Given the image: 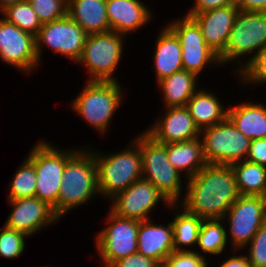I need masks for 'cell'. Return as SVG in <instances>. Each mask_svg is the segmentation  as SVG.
I'll return each mask as SVG.
<instances>
[{"instance_id":"1","label":"cell","mask_w":266,"mask_h":267,"mask_svg":"<svg viewBox=\"0 0 266 267\" xmlns=\"http://www.w3.org/2000/svg\"><path fill=\"white\" fill-rule=\"evenodd\" d=\"M185 182L179 206L202 219L223 218L240 196L231 165L207 164Z\"/></svg>"},{"instance_id":"2","label":"cell","mask_w":266,"mask_h":267,"mask_svg":"<svg viewBox=\"0 0 266 267\" xmlns=\"http://www.w3.org/2000/svg\"><path fill=\"white\" fill-rule=\"evenodd\" d=\"M62 177L58 193L59 218L99 196L97 165L89 147H83L65 164Z\"/></svg>"},{"instance_id":"3","label":"cell","mask_w":266,"mask_h":267,"mask_svg":"<svg viewBox=\"0 0 266 267\" xmlns=\"http://www.w3.org/2000/svg\"><path fill=\"white\" fill-rule=\"evenodd\" d=\"M91 150L97 165L98 191L101 197L113 198L135 181L142 179L140 146L134 141L127 149L111 154Z\"/></svg>"},{"instance_id":"4","label":"cell","mask_w":266,"mask_h":267,"mask_svg":"<svg viewBox=\"0 0 266 267\" xmlns=\"http://www.w3.org/2000/svg\"><path fill=\"white\" fill-rule=\"evenodd\" d=\"M136 137L133 140L140 146L142 178L150 181L171 204H179L184 193L183 176L169 162L167 144L156 141L144 130Z\"/></svg>"},{"instance_id":"5","label":"cell","mask_w":266,"mask_h":267,"mask_svg":"<svg viewBox=\"0 0 266 267\" xmlns=\"http://www.w3.org/2000/svg\"><path fill=\"white\" fill-rule=\"evenodd\" d=\"M121 87L118 81H87L70 104L83 120L104 135L123 101Z\"/></svg>"},{"instance_id":"6","label":"cell","mask_w":266,"mask_h":267,"mask_svg":"<svg viewBox=\"0 0 266 267\" xmlns=\"http://www.w3.org/2000/svg\"><path fill=\"white\" fill-rule=\"evenodd\" d=\"M46 140L30 150L28 157L34 162L37 176L35 197L47 202L58 216V193L65 164L79 151L61 150Z\"/></svg>"},{"instance_id":"7","label":"cell","mask_w":266,"mask_h":267,"mask_svg":"<svg viewBox=\"0 0 266 267\" xmlns=\"http://www.w3.org/2000/svg\"><path fill=\"white\" fill-rule=\"evenodd\" d=\"M125 37L115 31L87 36L77 63L84 65L88 81L117 82L113 74L123 56Z\"/></svg>"},{"instance_id":"8","label":"cell","mask_w":266,"mask_h":267,"mask_svg":"<svg viewBox=\"0 0 266 267\" xmlns=\"http://www.w3.org/2000/svg\"><path fill=\"white\" fill-rule=\"evenodd\" d=\"M266 45V12L238 11L233 28L225 47L218 56L221 65L237 62L238 69L243 67L241 58H251ZM240 67V68H239Z\"/></svg>"},{"instance_id":"9","label":"cell","mask_w":266,"mask_h":267,"mask_svg":"<svg viewBox=\"0 0 266 267\" xmlns=\"http://www.w3.org/2000/svg\"><path fill=\"white\" fill-rule=\"evenodd\" d=\"M200 134L207 164L231 165L246 160L251 140L228 117L216 125L201 129Z\"/></svg>"},{"instance_id":"10","label":"cell","mask_w":266,"mask_h":267,"mask_svg":"<svg viewBox=\"0 0 266 267\" xmlns=\"http://www.w3.org/2000/svg\"><path fill=\"white\" fill-rule=\"evenodd\" d=\"M229 226L230 245L234 252L250 243L252 237L266 222V197L240 195L222 218ZM241 248V249H240Z\"/></svg>"},{"instance_id":"11","label":"cell","mask_w":266,"mask_h":267,"mask_svg":"<svg viewBox=\"0 0 266 267\" xmlns=\"http://www.w3.org/2000/svg\"><path fill=\"white\" fill-rule=\"evenodd\" d=\"M107 226L96 236V248L103 267H111L116 261L138 250L139 221L121 218L108 212Z\"/></svg>"},{"instance_id":"12","label":"cell","mask_w":266,"mask_h":267,"mask_svg":"<svg viewBox=\"0 0 266 267\" xmlns=\"http://www.w3.org/2000/svg\"><path fill=\"white\" fill-rule=\"evenodd\" d=\"M166 26L179 39L184 70L199 77L207 65L221 64L218 55L206 44L198 24L191 17L185 15Z\"/></svg>"},{"instance_id":"13","label":"cell","mask_w":266,"mask_h":267,"mask_svg":"<svg viewBox=\"0 0 266 267\" xmlns=\"http://www.w3.org/2000/svg\"><path fill=\"white\" fill-rule=\"evenodd\" d=\"M88 34L68 15L44 23L35 36L36 54L40 61L45 45L56 54L70 58L74 63L80 59Z\"/></svg>"},{"instance_id":"14","label":"cell","mask_w":266,"mask_h":267,"mask_svg":"<svg viewBox=\"0 0 266 267\" xmlns=\"http://www.w3.org/2000/svg\"><path fill=\"white\" fill-rule=\"evenodd\" d=\"M110 211L121 218L133 219L139 222L147 221L149 213L157 207V203L172 204L164 195L150 182L140 179L131 184L124 191L117 193L110 199Z\"/></svg>"},{"instance_id":"15","label":"cell","mask_w":266,"mask_h":267,"mask_svg":"<svg viewBox=\"0 0 266 267\" xmlns=\"http://www.w3.org/2000/svg\"><path fill=\"white\" fill-rule=\"evenodd\" d=\"M0 60L30 73L39 65L35 36L0 18Z\"/></svg>"},{"instance_id":"16","label":"cell","mask_w":266,"mask_h":267,"mask_svg":"<svg viewBox=\"0 0 266 267\" xmlns=\"http://www.w3.org/2000/svg\"><path fill=\"white\" fill-rule=\"evenodd\" d=\"M8 203L12 211L4 225L28 237L60 220L53 207L37 197L8 200Z\"/></svg>"},{"instance_id":"17","label":"cell","mask_w":266,"mask_h":267,"mask_svg":"<svg viewBox=\"0 0 266 267\" xmlns=\"http://www.w3.org/2000/svg\"><path fill=\"white\" fill-rule=\"evenodd\" d=\"M161 117L145 130L156 141L168 144L192 140L201 135L186 106L167 107Z\"/></svg>"},{"instance_id":"18","label":"cell","mask_w":266,"mask_h":267,"mask_svg":"<svg viewBox=\"0 0 266 267\" xmlns=\"http://www.w3.org/2000/svg\"><path fill=\"white\" fill-rule=\"evenodd\" d=\"M239 8L236 5L186 14L199 26L206 44L219 56L227 45Z\"/></svg>"},{"instance_id":"19","label":"cell","mask_w":266,"mask_h":267,"mask_svg":"<svg viewBox=\"0 0 266 267\" xmlns=\"http://www.w3.org/2000/svg\"><path fill=\"white\" fill-rule=\"evenodd\" d=\"M106 13L110 31L125 36L153 19L151 9L140 0H106Z\"/></svg>"},{"instance_id":"20","label":"cell","mask_w":266,"mask_h":267,"mask_svg":"<svg viewBox=\"0 0 266 267\" xmlns=\"http://www.w3.org/2000/svg\"><path fill=\"white\" fill-rule=\"evenodd\" d=\"M165 226L157 225L150 219L139 222L137 237V252L157 261L161 266L164 260L174 251L171 221Z\"/></svg>"},{"instance_id":"21","label":"cell","mask_w":266,"mask_h":267,"mask_svg":"<svg viewBox=\"0 0 266 267\" xmlns=\"http://www.w3.org/2000/svg\"><path fill=\"white\" fill-rule=\"evenodd\" d=\"M159 33L152 57L157 83L183 69L179 39L167 26Z\"/></svg>"},{"instance_id":"22","label":"cell","mask_w":266,"mask_h":267,"mask_svg":"<svg viewBox=\"0 0 266 267\" xmlns=\"http://www.w3.org/2000/svg\"><path fill=\"white\" fill-rule=\"evenodd\" d=\"M67 15L88 35L110 31L106 0H68Z\"/></svg>"},{"instance_id":"23","label":"cell","mask_w":266,"mask_h":267,"mask_svg":"<svg viewBox=\"0 0 266 267\" xmlns=\"http://www.w3.org/2000/svg\"><path fill=\"white\" fill-rule=\"evenodd\" d=\"M167 157L179 173L184 172L186 180L195 176L207 165L200 137L188 141L168 143Z\"/></svg>"},{"instance_id":"24","label":"cell","mask_w":266,"mask_h":267,"mask_svg":"<svg viewBox=\"0 0 266 267\" xmlns=\"http://www.w3.org/2000/svg\"><path fill=\"white\" fill-rule=\"evenodd\" d=\"M227 110L228 118L247 138H266V106L244 102Z\"/></svg>"},{"instance_id":"25","label":"cell","mask_w":266,"mask_h":267,"mask_svg":"<svg viewBox=\"0 0 266 267\" xmlns=\"http://www.w3.org/2000/svg\"><path fill=\"white\" fill-rule=\"evenodd\" d=\"M186 107L200 130L216 125L228 117V110H225L218 97L206 89L197 90Z\"/></svg>"},{"instance_id":"26","label":"cell","mask_w":266,"mask_h":267,"mask_svg":"<svg viewBox=\"0 0 266 267\" xmlns=\"http://www.w3.org/2000/svg\"><path fill=\"white\" fill-rule=\"evenodd\" d=\"M197 77L184 69L160 80L157 87L162 90L164 108L186 106L197 91Z\"/></svg>"},{"instance_id":"27","label":"cell","mask_w":266,"mask_h":267,"mask_svg":"<svg viewBox=\"0 0 266 267\" xmlns=\"http://www.w3.org/2000/svg\"><path fill=\"white\" fill-rule=\"evenodd\" d=\"M168 208L176 210L175 218L171 221L173 227V249L174 251H192L187 248L198 243V237L203 219L186 212L178 204H172ZM183 246V247H182Z\"/></svg>"},{"instance_id":"28","label":"cell","mask_w":266,"mask_h":267,"mask_svg":"<svg viewBox=\"0 0 266 267\" xmlns=\"http://www.w3.org/2000/svg\"><path fill=\"white\" fill-rule=\"evenodd\" d=\"M231 167L240 195L266 197L265 166L244 160L231 164Z\"/></svg>"},{"instance_id":"29","label":"cell","mask_w":266,"mask_h":267,"mask_svg":"<svg viewBox=\"0 0 266 267\" xmlns=\"http://www.w3.org/2000/svg\"><path fill=\"white\" fill-rule=\"evenodd\" d=\"M225 224L222 218L203 219L197 243L200 250V253L197 252L199 255L204 253H207L206 255H220L226 250V245L230 241Z\"/></svg>"},{"instance_id":"30","label":"cell","mask_w":266,"mask_h":267,"mask_svg":"<svg viewBox=\"0 0 266 267\" xmlns=\"http://www.w3.org/2000/svg\"><path fill=\"white\" fill-rule=\"evenodd\" d=\"M37 176L34 162L27 156L10 181L8 200L35 197Z\"/></svg>"},{"instance_id":"31","label":"cell","mask_w":266,"mask_h":267,"mask_svg":"<svg viewBox=\"0 0 266 267\" xmlns=\"http://www.w3.org/2000/svg\"><path fill=\"white\" fill-rule=\"evenodd\" d=\"M0 12L6 21L34 36L38 34L39 29L42 27L37 14L27 0L8 5Z\"/></svg>"},{"instance_id":"32","label":"cell","mask_w":266,"mask_h":267,"mask_svg":"<svg viewBox=\"0 0 266 267\" xmlns=\"http://www.w3.org/2000/svg\"><path fill=\"white\" fill-rule=\"evenodd\" d=\"M243 62V67L237 74L240 76V81L246 85H260L266 83V45L261 48L252 58L246 59ZM240 74V75H239Z\"/></svg>"},{"instance_id":"33","label":"cell","mask_w":266,"mask_h":267,"mask_svg":"<svg viewBox=\"0 0 266 267\" xmlns=\"http://www.w3.org/2000/svg\"><path fill=\"white\" fill-rule=\"evenodd\" d=\"M0 232V255L7 259L18 258L25 250V239L28 238L26 234L2 226Z\"/></svg>"},{"instance_id":"34","label":"cell","mask_w":266,"mask_h":267,"mask_svg":"<svg viewBox=\"0 0 266 267\" xmlns=\"http://www.w3.org/2000/svg\"><path fill=\"white\" fill-rule=\"evenodd\" d=\"M42 24L67 15L68 0H27Z\"/></svg>"},{"instance_id":"35","label":"cell","mask_w":266,"mask_h":267,"mask_svg":"<svg viewBox=\"0 0 266 267\" xmlns=\"http://www.w3.org/2000/svg\"><path fill=\"white\" fill-rule=\"evenodd\" d=\"M248 248V260L251 267H266V222L252 237Z\"/></svg>"},{"instance_id":"36","label":"cell","mask_w":266,"mask_h":267,"mask_svg":"<svg viewBox=\"0 0 266 267\" xmlns=\"http://www.w3.org/2000/svg\"><path fill=\"white\" fill-rule=\"evenodd\" d=\"M204 255H199L196 250L173 251L165 260L162 267H208Z\"/></svg>"},{"instance_id":"37","label":"cell","mask_w":266,"mask_h":267,"mask_svg":"<svg viewBox=\"0 0 266 267\" xmlns=\"http://www.w3.org/2000/svg\"><path fill=\"white\" fill-rule=\"evenodd\" d=\"M111 267H162L157 261L138 252L116 261Z\"/></svg>"},{"instance_id":"38","label":"cell","mask_w":266,"mask_h":267,"mask_svg":"<svg viewBox=\"0 0 266 267\" xmlns=\"http://www.w3.org/2000/svg\"><path fill=\"white\" fill-rule=\"evenodd\" d=\"M246 161L266 167V138L251 140Z\"/></svg>"},{"instance_id":"39","label":"cell","mask_w":266,"mask_h":267,"mask_svg":"<svg viewBox=\"0 0 266 267\" xmlns=\"http://www.w3.org/2000/svg\"><path fill=\"white\" fill-rule=\"evenodd\" d=\"M187 14H199L212 9L236 5V0H195Z\"/></svg>"},{"instance_id":"40","label":"cell","mask_w":266,"mask_h":267,"mask_svg":"<svg viewBox=\"0 0 266 267\" xmlns=\"http://www.w3.org/2000/svg\"><path fill=\"white\" fill-rule=\"evenodd\" d=\"M236 6L246 12H266V0H236Z\"/></svg>"},{"instance_id":"41","label":"cell","mask_w":266,"mask_h":267,"mask_svg":"<svg viewBox=\"0 0 266 267\" xmlns=\"http://www.w3.org/2000/svg\"><path fill=\"white\" fill-rule=\"evenodd\" d=\"M219 266L220 267H251V264L248 260L247 255L241 254V255H232L231 257H228Z\"/></svg>"},{"instance_id":"42","label":"cell","mask_w":266,"mask_h":267,"mask_svg":"<svg viewBox=\"0 0 266 267\" xmlns=\"http://www.w3.org/2000/svg\"><path fill=\"white\" fill-rule=\"evenodd\" d=\"M23 1H26V0H0V11L8 5L23 2Z\"/></svg>"}]
</instances>
